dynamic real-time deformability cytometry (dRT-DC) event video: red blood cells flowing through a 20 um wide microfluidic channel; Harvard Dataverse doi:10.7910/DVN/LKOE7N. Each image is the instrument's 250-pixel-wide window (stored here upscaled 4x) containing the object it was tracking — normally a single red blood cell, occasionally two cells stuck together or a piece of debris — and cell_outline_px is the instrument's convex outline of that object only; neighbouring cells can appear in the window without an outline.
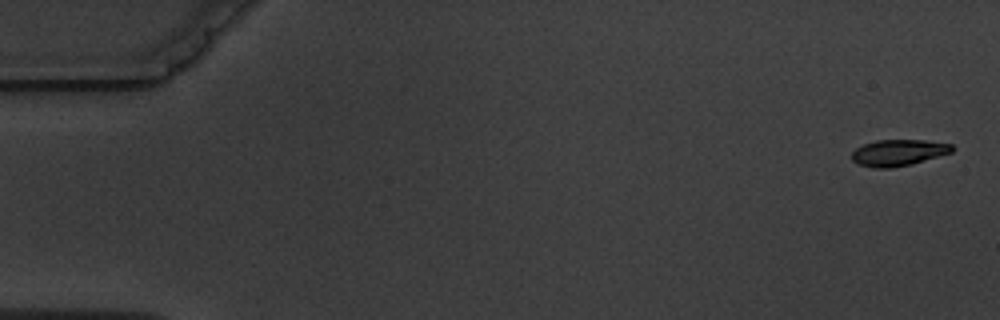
{"species": "common noctule bat (a hibernating species)", "species_latin": "Nyctalus noctula", "temperature_condition": "warm", "stored_images_in_passage": 9, "camera_frame_rate_fps": 3000, "um_per_image_px": 0.085, "animal": {"sex": "male", "body_mass_g": 19.5, "forearm_length_mm": 54.6}, "frame": {"image": 1, "passage_image": 1, "time_ms": 0.0, "image_size_px": [1000, 320], "cell_outline_px": [[956, 148], [952, 152], [912, 164], [888, 168], [876, 168], [860, 164], [852, 160], [852, 152], [856, 148], [864, 144], [876, 140], [924, 140], [952, 144]], "centroid_in_image_um": [76.39, 12.97], "position_along_channel_um": 8.6, "area_um2": 15.32}}
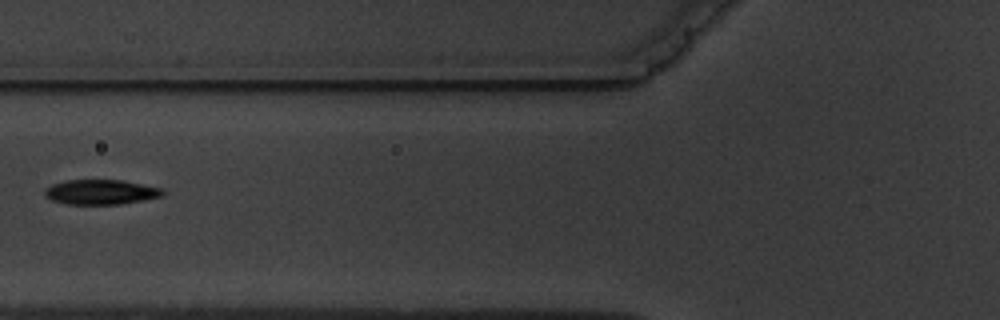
{"frame": {"image": 2, "passage_image": 6, "time_ms": 7.0, "image_size_px": [1000, 320], "cell_outline_px": [[164, 196], [120, 204], [64, 204], [52, 200], [44, 196], [44, 188], [52, 184], [64, 180], [124, 180], [164, 188]], "centroid_in_image_um": [8.57, 16.31], "position_along_channel_um": 117.2, "area_um2": 17.34}}
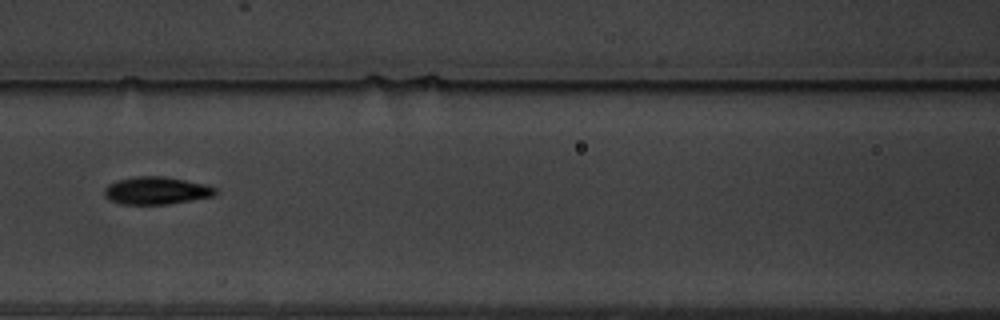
{"frame": {"image": 3, "passage_image": 7, "time_ms": 8.0, "image_size_px": [1000, 320], "cell_outline_px": [[216, 192], [212, 196], [168, 204], [120, 204], [108, 200], [104, 196], [104, 188], [108, 184], [116, 180], [136, 176], [164, 176], [208, 184], [216, 188]], "centroid_in_image_um": [13.25, 16.19], "position_along_channel_um": 153.4, "area_um2": 17.98}}